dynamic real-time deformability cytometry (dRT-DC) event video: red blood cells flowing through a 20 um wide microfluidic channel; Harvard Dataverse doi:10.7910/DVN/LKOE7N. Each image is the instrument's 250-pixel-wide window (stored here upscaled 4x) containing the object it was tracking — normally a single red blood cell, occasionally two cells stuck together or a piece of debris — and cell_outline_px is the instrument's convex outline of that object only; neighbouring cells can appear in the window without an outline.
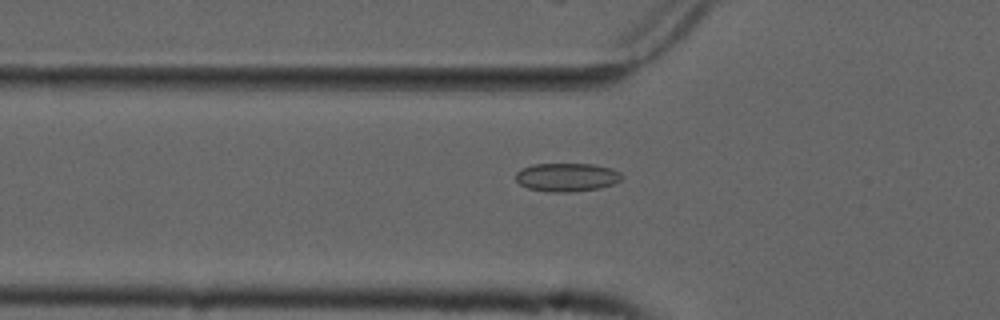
{"species": "common noctule bat (a hibernating species)", "species_latin": "Nyctalus noctula", "temperature_condition": "cold", "stored_images_in_passage": 38, "camera_frame_rate_fps": 3000, "um_per_image_px": 0.085, "animal": {"sex": "male", "forearm_length_mm": 52.5}, "frame": {"image": 1, "passage_image": 2, "time_ms": 0.333, "image_size_px": [1000, 320], "cell_outline_px": [[624, 176], [620, 180], [612, 184], [600, 188], [572, 192], [548, 192], [528, 188], [520, 184], [516, 180], [516, 172], [520, 168], [532, 164], [592, 164], [612, 168], [620, 172]], "centroid_in_image_um": [48.17, 15.06], "position_along_channel_um": 77.6, "area_um2": 17.74}}
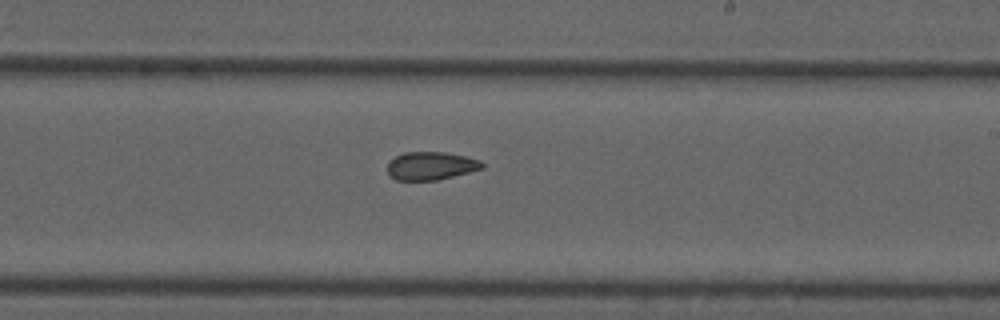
{"frame": {"image": 2, "passage_image": 16, "time_ms": 5.0, "image_size_px": [1000, 320], "cell_outline_px": [[484, 168], [436, 180], [396, 180], [388, 176], [388, 160], [404, 152], [444, 152], [464, 156], [480, 160], [484, 164]], "centroid_in_image_um": [36.58, 14.09], "position_along_channel_um": 252.4, "area_um2": 15.49}}
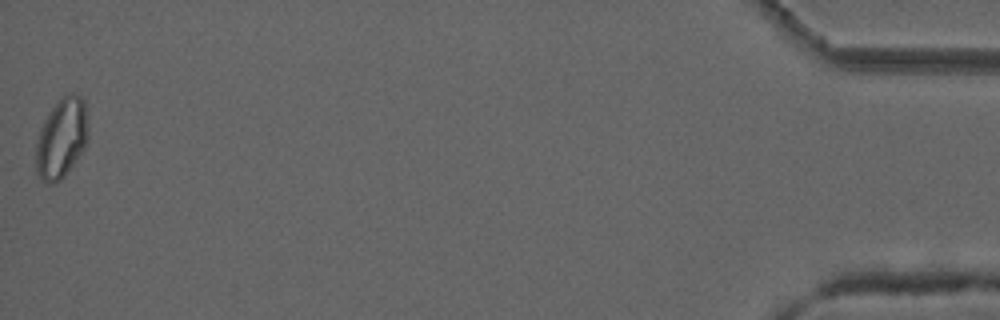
{"frame": {"image": 3, "passage_image": 38, "time_ms": 12.333, "image_size_px": [1000, 320], "cell_outline_px": [[88, 140], [84, 148], [64, 176], [56, 184], [44, 184], [36, 176], [36, 144], [40, 128], [44, 120], [56, 100], [60, 96], [72, 92], [76, 92], [84, 100], [88, 128]], "centroid_in_image_um": [5.21, 11.74], "position_along_channel_um": 430.0, "area_um2": 24.8}, "authors_computed_cell_mechanics": {"area_um2": 16.3574, "velocity_mm_per_s": 3.7349, "shape_relaxation_time_tau1_ms": null, "shape_relaxation_time_tau2_ms": 2.4094, "deformation_change_tau1": null, "deformation_change_tau2": 0.0615}}